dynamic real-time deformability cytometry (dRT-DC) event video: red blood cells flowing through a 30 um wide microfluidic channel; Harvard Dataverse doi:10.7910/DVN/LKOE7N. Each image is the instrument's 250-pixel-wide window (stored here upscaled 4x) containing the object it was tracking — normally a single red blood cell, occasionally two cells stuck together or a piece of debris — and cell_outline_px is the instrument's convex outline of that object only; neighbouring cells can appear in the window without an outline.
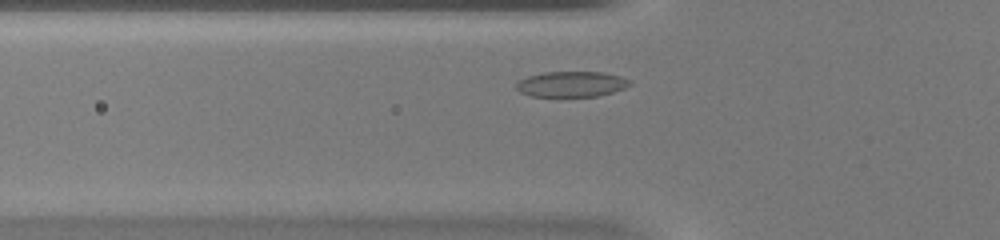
{"species": "common noctule bat (a hibernating species)", "species_latin": "Nyctalus noctula", "temperature_condition": "warm", "stored_images_in_passage": 27, "camera_frame_rate_fps": 3000, "um_per_image_px": 0.085, "animal": {"sex": "female", "body_mass_g": 20.0, "forearm_length_mm": 54.0}, "frame": {"image": 1, "passage_image": 2, "time_ms": 0.333, "image_size_px": [1000, 240], "cell_outline_px": [[632, 84], [624, 88], [612, 92], [596, 96], [528, 96], [520, 92], [516, 88], [516, 84], [520, 80], [528, 76], [544, 72], [604, 72], [620, 76], [632, 80]], "centroid_in_image_um": [48.59, 7.14], "position_along_channel_um": 77.2, "area_um2": 16.88}}
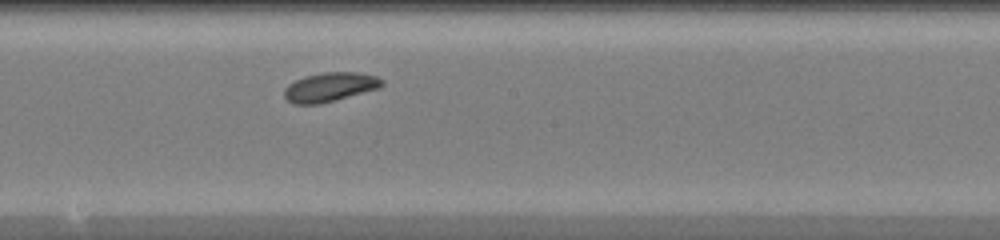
{"frame": {"image": 2, "passage_image": 12, "time_ms": 3.667, "image_size_px": [1000, 240], "cell_outline_px": [[384, 84], [380, 88], [336, 100], [320, 104], [292, 104], [284, 96], [284, 88], [288, 84], [304, 76], [324, 72], [356, 72], [376, 76], [384, 80]], "centroid_in_image_um": [28.05, 7.4], "position_along_channel_um": 220.2, "area_um2": 16.7}}
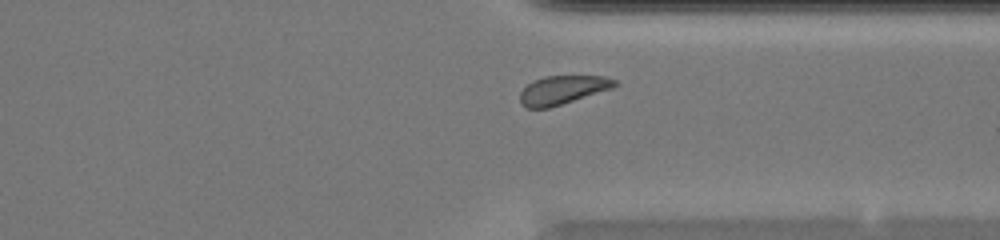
{"frame": {"image": 3, "passage_image": 22, "time_ms": 7.0, "image_size_px": [1000, 240], "cell_outline_px": [[620, 84], [612, 88], [548, 108], [524, 108], [520, 104], [520, 92], [528, 84], [544, 76], [604, 76], [616, 80]], "centroid_in_image_um": [47.81, 7.64], "position_along_channel_um": 363.6, "area_um2": 15.66}}